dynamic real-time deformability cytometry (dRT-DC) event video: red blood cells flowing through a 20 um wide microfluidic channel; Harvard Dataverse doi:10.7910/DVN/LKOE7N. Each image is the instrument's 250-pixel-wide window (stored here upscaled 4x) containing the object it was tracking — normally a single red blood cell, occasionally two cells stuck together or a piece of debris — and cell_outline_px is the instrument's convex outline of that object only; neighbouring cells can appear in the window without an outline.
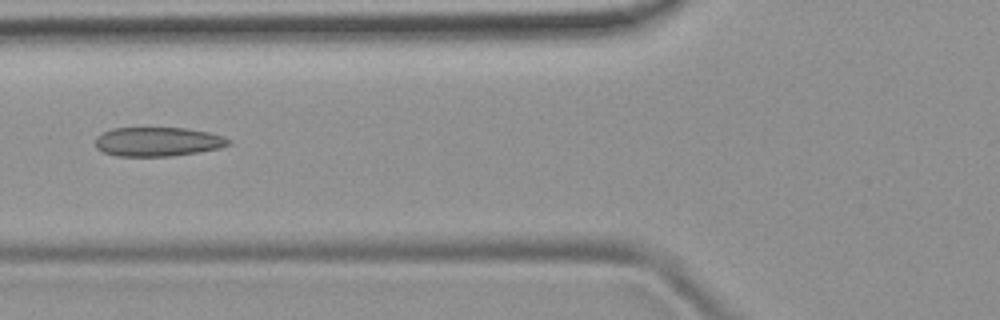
{"species": "common noctule bat (a hibernating species)", "species_latin": "Nyctalus noctula", "temperature_condition": "room temperature", "stored_images_in_passage": 4, "camera_frame_rate_fps": 3000, "um_per_image_px": 0.085, "animal": {"sex": "female", "body_mass_g": 19.9}, "frame": {"image": 1, "passage_image": 3, "time_ms": 3.333, "image_size_px": [1000, 320], "cell_outline_px": [[232, 140], [228, 144], [220, 148], [172, 156], [116, 156], [104, 152], [96, 148], [96, 136], [112, 128], [184, 128], [208, 132], [224, 136]], "centroid_in_image_um": [13.4, 12.04], "position_along_channel_um": 112.4, "area_um2": 22.54}}
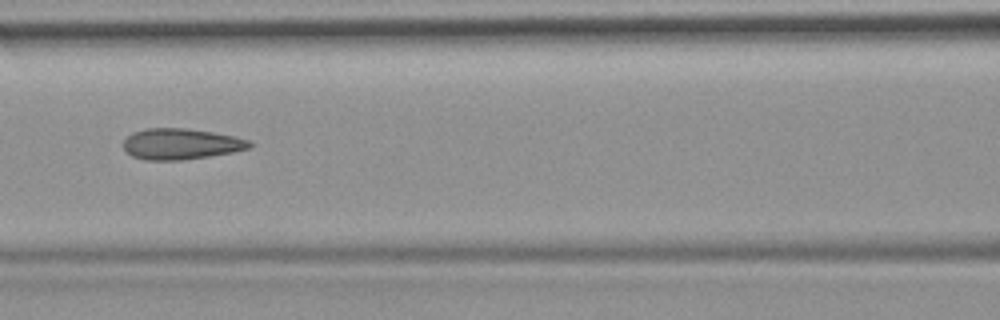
{"frame": {"image": 2, "passage_image": 4, "time_ms": 4.333, "image_size_px": [1000, 320], "cell_outline_px": [[252, 144], [248, 148], [232, 152], [208, 156], [180, 160], [144, 160], [132, 156], [124, 148], [124, 140], [132, 132], [148, 128], [184, 128], [212, 132], [236, 136], [248, 140]], "centroid_in_image_um": [15.36, 12.23], "position_along_channel_um": 151.2, "area_um2": 22.54}}